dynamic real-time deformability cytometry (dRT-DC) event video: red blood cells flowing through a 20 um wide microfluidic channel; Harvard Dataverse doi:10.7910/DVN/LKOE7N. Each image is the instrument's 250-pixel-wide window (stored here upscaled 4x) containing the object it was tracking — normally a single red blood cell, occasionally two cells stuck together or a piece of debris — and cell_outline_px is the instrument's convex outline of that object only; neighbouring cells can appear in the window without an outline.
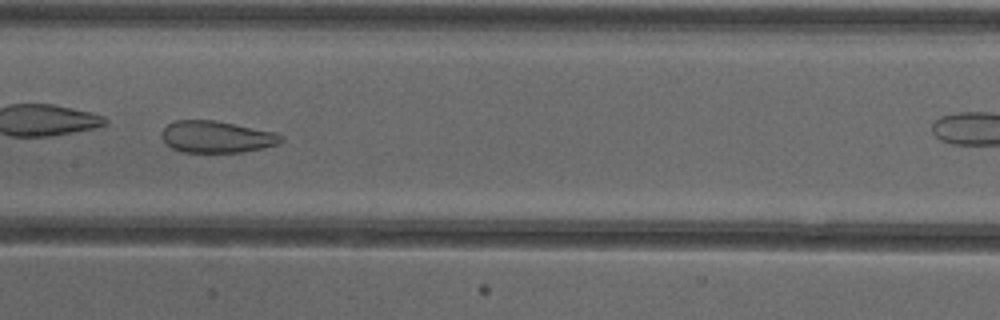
{"species": "common noctule bat (a hibernating species)", "species_latin": "Nyctalus noctula", "temperature_condition": "cold", "stored_images_in_passage": 31, "camera_frame_rate_fps": 3000, "um_per_image_px": 0.085, "animal": {"sex": "female"}, "frame": {"image": 1, "passage_image": 14, "time_ms": 4.333, "image_size_px": [1000, 320], "cell_outline_px": [[284, 140], [280, 144], [240, 152], [180, 152], [172, 148], [160, 136], [164, 128], [168, 124], [176, 120], [216, 120], [276, 132], [284, 136]], "centroid_in_image_um": [18.44, 11.62], "position_along_channel_um": 189.0, "area_um2": 22.2}}